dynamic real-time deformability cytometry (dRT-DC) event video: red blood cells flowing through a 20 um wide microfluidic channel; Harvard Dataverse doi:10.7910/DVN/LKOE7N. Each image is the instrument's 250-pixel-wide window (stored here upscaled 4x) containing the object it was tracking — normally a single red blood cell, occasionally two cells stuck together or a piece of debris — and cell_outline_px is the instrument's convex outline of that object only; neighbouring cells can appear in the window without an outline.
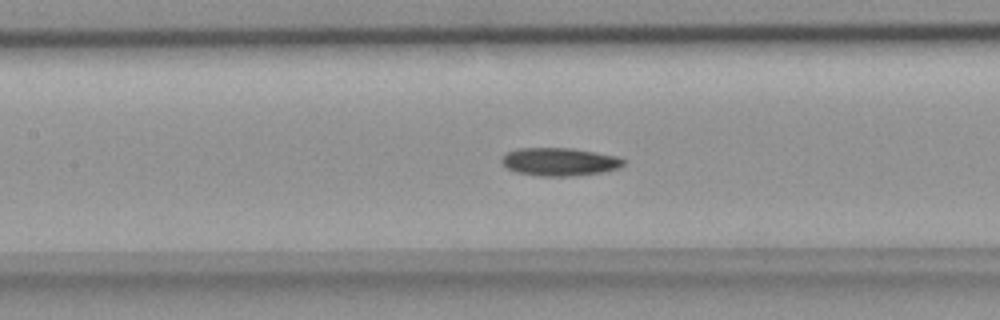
{"species": "common noctule bat (a hibernating species)", "species_latin": "Nyctalus noctula", "temperature_condition": "room temperature", "stored_images_in_passage": 50, "camera_frame_rate_fps": 3000, "um_per_image_px": 0.085, "animal": {"sex": "female", "body_mass_g": 18.4}, "frame": {"image": 1, "passage_image": 22, "time_ms": 7.0, "image_size_px": [1000, 320], "cell_outline_px": [[628, 160], [620, 168], [600, 172], [572, 176], [540, 176], [516, 172], [508, 168], [500, 160], [508, 152], [520, 148], [572, 148], [616, 156]], "centroid_in_image_um": [47.59, 13.75], "position_along_channel_um": 159.8, "area_um2": 19.77}}
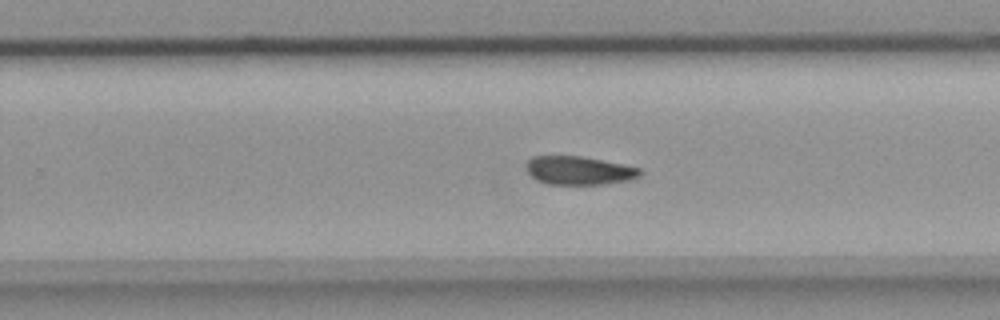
{"frame": {"image": 2, "passage_image": 31, "time_ms": 10.0, "image_size_px": [1000, 320], "cell_outline_px": [[640, 176], [628, 180], [604, 184], [548, 184], [536, 180], [528, 172], [524, 164], [532, 156], [584, 156], [640, 168]], "centroid_in_image_um": [49.17, 14.48], "position_along_channel_um": 280.6, "area_um2": 18.84}}
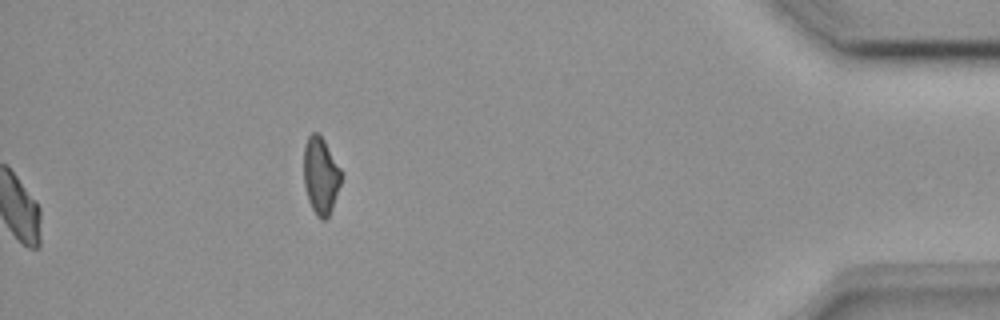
{"frame": {"image": 3, "passage_image": 50, "time_ms": 16.333, "image_size_px": [1000, 320], "cell_outline_px": [[340, 184], [332, 208], [328, 216], [324, 220], [320, 220], [316, 216], [308, 200], [304, 184], [304, 144], [308, 136], [312, 132], [316, 132], [324, 140], [340, 168]], "centroid_in_image_um": [27.23, 14.93], "position_along_channel_um": 408.0, "area_um2": 16.59}}